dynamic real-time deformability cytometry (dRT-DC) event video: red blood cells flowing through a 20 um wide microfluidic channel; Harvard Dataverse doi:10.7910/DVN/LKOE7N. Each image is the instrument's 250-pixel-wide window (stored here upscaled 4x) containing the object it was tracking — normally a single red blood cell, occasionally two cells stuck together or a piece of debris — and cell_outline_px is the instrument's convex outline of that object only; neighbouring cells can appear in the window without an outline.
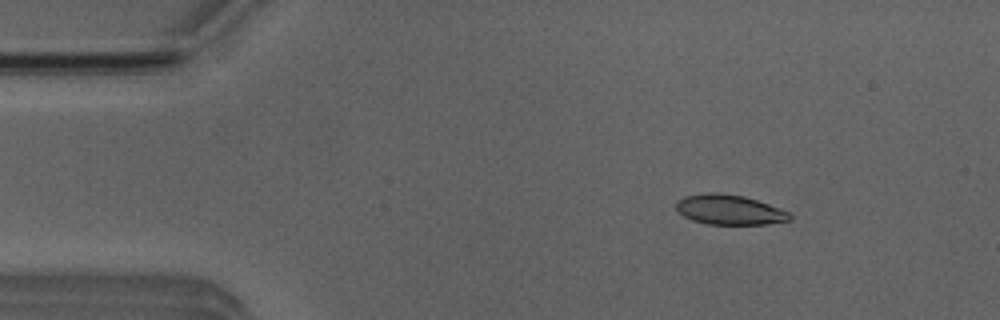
{"species": "Egyptian fruit bat (a non-hibernating species)", "species_latin": "Rousettus aegyptiacus", "temperature_condition": "room temperature", "stored_images_in_passage": 52, "camera_frame_rate_fps": 3000, "um_per_image_px": 0.085, "animal": {"sex": "male"}, "frame": {"image": 1, "passage_image": 7, "time_ms": 2.0, "image_size_px": [1000, 320], "cell_outline_px": [[792, 220], [764, 224], [708, 224], [692, 220], [684, 216], [676, 208], [676, 200], [684, 196], [712, 192], [716, 192], [744, 196], [780, 208], [788, 212], [792, 216]], "centroid_in_image_um": [61.99, 17.82], "position_along_channel_um": 23.0, "area_um2": 19.71}}
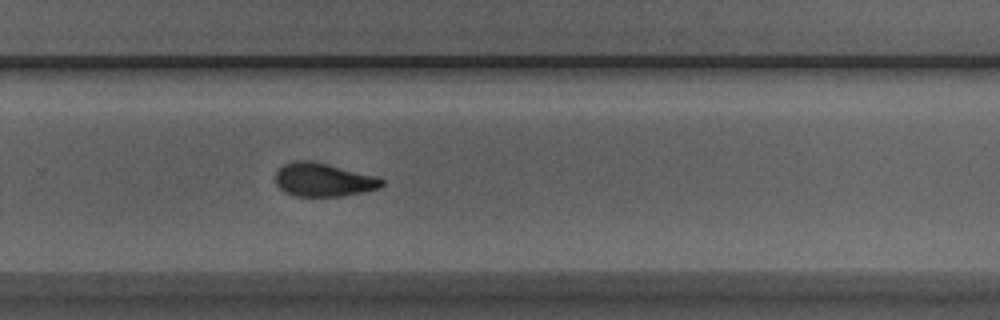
{"frame": {"image": 2, "passage_image": 34, "time_ms": 11.0, "image_size_px": [1000, 320], "cell_outline_px": [[384, 184], [380, 188], [364, 192], [340, 196], [292, 196], [284, 192], [276, 184], [276, 172], [284, 164], [296, 160], [312, 160], [376, 176], [384, 180]], "centroid_in_image_um": [27.49, 15.28], "position_along_channel_um": 302.3, "area_um2": 20.81}}
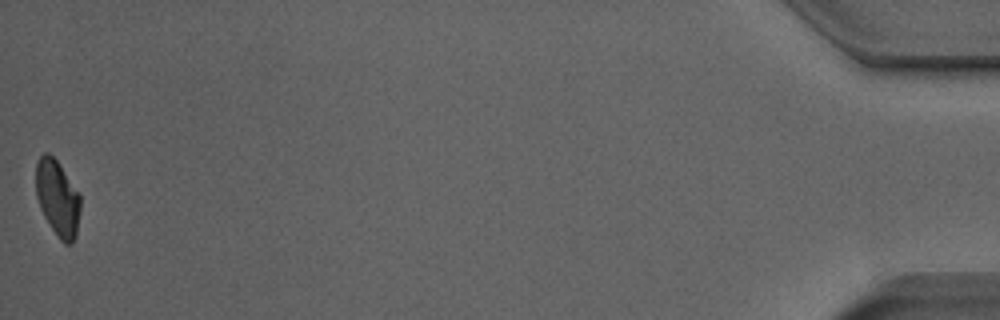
{"frame": {"image": 3, "passage_image": 52, "time_ms": 17.0, "image_size_px": [1000, 320], "cell_outline_px": [[80, 212], [76, 236], [72, 244], [64, 244], [60, 240], [44, 216], [40, 208], [36, 196], [36, 164], [40, 156], [44, 152], [48, 152], [60, 164], [80, 192]], "centroid_in_image_um": [4.91, 16.83], "position_along_channel_um": 430.3, "area_um2": 19.94}, "authors_computed_cell_mechanics": {"area_um2": 20.9236, "velocity_mm_per_s": 3.8802, "shape_relaxation_time_tau1_ms": 4.813, "shape_relaxation_time_tau2_ms": 2.6324, "deformation_change_tau1": 0.147, "deformation_change_tau2": 0.0749}}